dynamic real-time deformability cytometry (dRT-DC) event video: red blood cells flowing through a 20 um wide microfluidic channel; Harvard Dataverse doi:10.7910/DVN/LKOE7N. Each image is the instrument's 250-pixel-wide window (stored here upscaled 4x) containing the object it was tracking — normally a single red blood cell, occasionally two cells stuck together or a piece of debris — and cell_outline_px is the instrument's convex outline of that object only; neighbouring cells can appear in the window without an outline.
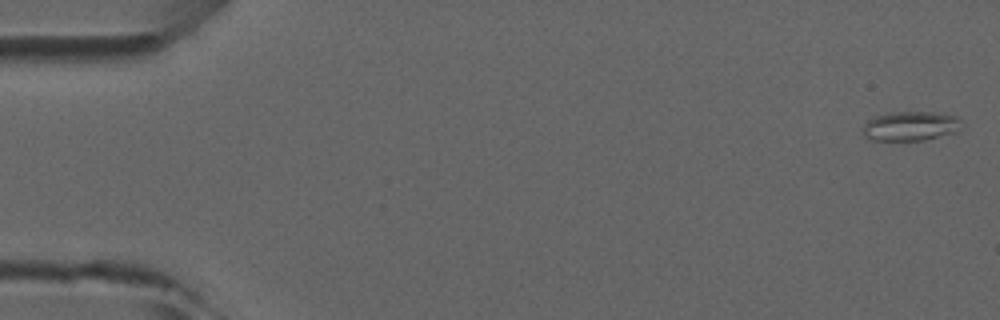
{"species": "common noctule bat (a hibernating species)", "species_latin": "Nyctalus noctula", "temperature_condition": "room temperature", "stored_images_in_passage": 42, "camera_frame_rate_fps": 3000, "um_per_image_px": 0.085, "animal": {"sex": "male", "forearm_length_mm": 52.5}, "frame": {"image": 1, "passage_image": 1, "time_ms": 0.0, "image_size_px": [1000, 320], "cell_outline_px": [[964, 128], [956, 132], [924, 140], [872, 140], [864, 136], [860, 132], [864, 124], [872, 116], [892, 112], [932, 112], [960, 116]], "centroid_in_image_um": [77.41, 10.71], "position_along_channel_um": 7.6, "area_um2": 17.34}}
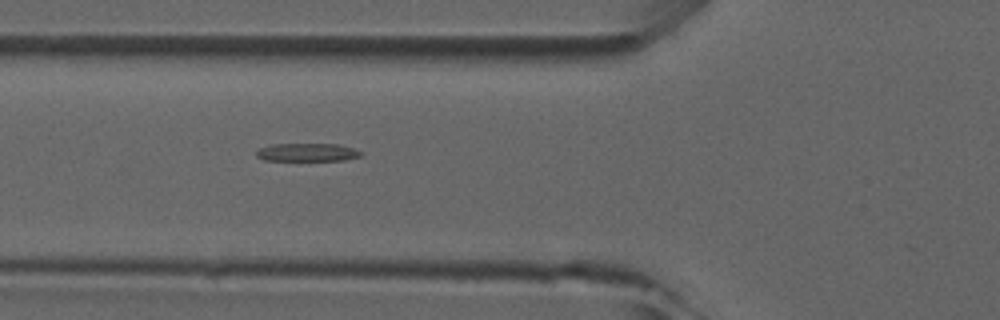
{"frame": {"image": 2, "passage_image": 18, "time_ms": 5.667, "image_size_px": [1000, 320], "cell_outline_px": [[360, 156], [344, 160], [264, 160], [256, 156], [256, 152], [260, 148], [272, 144], [340, 144], [352, 148], [360, 152]], "centroid_in_image_um": [26.08, 12.94], "position_along_channel_um": 99.7, "area_um2": 10.81}}
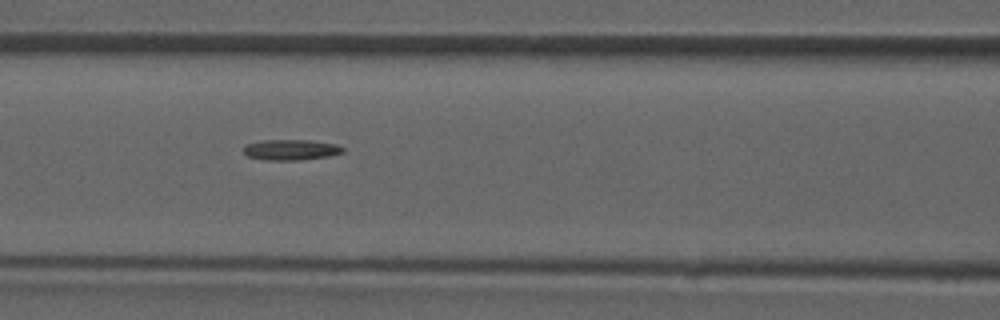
{"frame": {"image": 3, "passage_image": 21, "time_ms": 6.667, "image_size_px": [1000, 320], "cell_outline_px": [[344, 152], [328, 156], [296, 160], [268, 160], [248, 156], [244, 152], [244, 144], [260, 140], [308, 140], [336, 144], [344, 148]], "centroid_in_image_um": [24.7, 12.72], "position_along_channel_um": 141.9, "area_um2": 11.85}}